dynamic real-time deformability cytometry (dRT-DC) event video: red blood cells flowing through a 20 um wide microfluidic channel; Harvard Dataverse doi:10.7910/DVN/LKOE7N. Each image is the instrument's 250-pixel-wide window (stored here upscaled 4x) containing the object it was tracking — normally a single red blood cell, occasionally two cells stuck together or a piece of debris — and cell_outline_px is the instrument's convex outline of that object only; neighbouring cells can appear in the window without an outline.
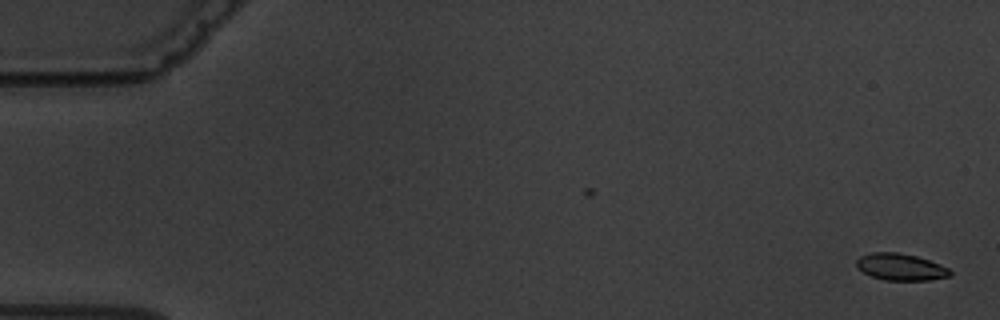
{"species": "common noctule bat (a hibernating species)", "species_latin": "Nyctalus noctula", "temperature_condition": "warm", "stored_images_in_passage": 10, "camera_frame_rate_fps": 3000, "um_per_image_px": 0.085, "animal": {"sex": "male", "body_mass_g": 19.5, "forearm_length_mm": 54.6}, "frame": {"image": 1, "passage_image": 1, "time_ms": 0.0, "image_size_px": [1000, 320], "cell_outline_px": [[952, 276], [928, 280], [884, 280], [872, 276], [864, 272], [856, 264], [856, 260], [860, 256], [872, 252], [896, 252], [916, 256], [940, 264], [948, 268], [952, 272]], "centroid_in_image_um": [76.58, 22.69], "position_along_channel_um": 8.4, "area_um2": 14.51}}
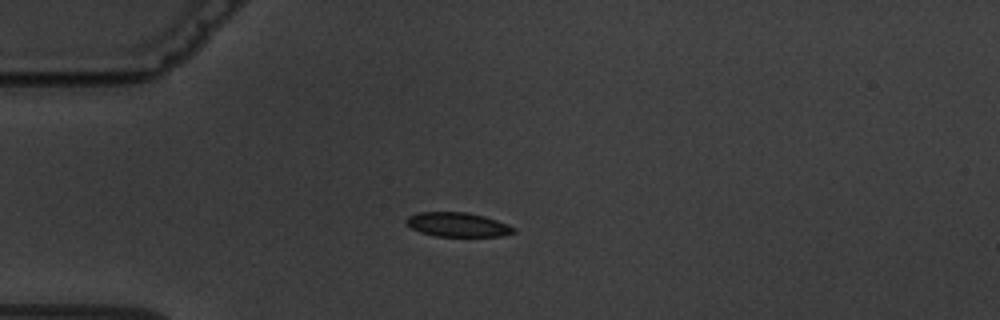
{"frame": {"image": 2, "passage_image": 5, "time_ms": 4.667, "image_size_px": [1000, 320], "cell_outline_px": [[516, 232], [500, 236], [436, 236], [420, 232], [404, 224], [404, 220], [408, 216], [416, 212], [468, 212], [484, 216], [508, 224], [516, 228]], "centroid_in_image_um": [38.87, 19.08], "position_along_channel_um": 46.1, "area_um2": 15.32}}
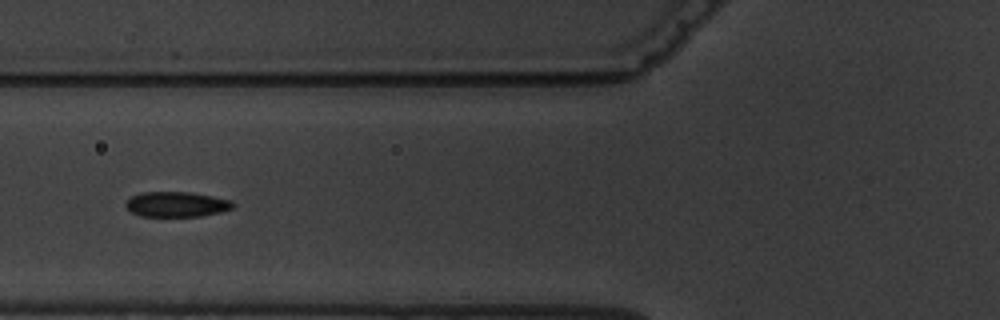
{"frame": {"image": 3, "passage_image": 7, "time_ms": 7.0, "image_size_px": [1000, 320], "cell_outline_px": [[236, 204], [232, 208], [220, 212], [200, 216], [140, 216], [132, 212], [124, 204], [132, 196], [140, 192], [192, 192], [232, 200]], "centroid_in_image_um": [15.03, 17.36], "position_along_channel_um": 110.8, "area_um2": 15.72}}